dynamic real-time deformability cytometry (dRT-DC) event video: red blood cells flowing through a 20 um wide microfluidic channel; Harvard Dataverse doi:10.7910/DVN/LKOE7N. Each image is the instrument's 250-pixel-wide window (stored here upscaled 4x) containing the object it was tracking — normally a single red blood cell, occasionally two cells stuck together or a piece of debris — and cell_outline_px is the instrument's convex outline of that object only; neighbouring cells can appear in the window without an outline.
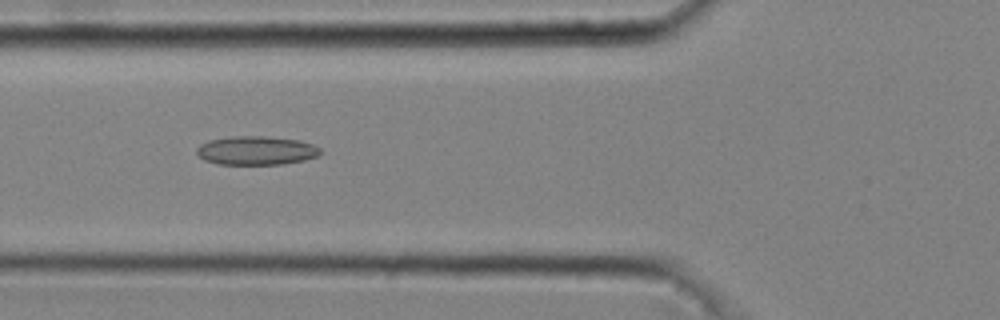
{"species": "common noctule bat (a hibernating species)", "species_latin": "Nyctalus noctula", "temperature_condition": "cold", "stored_images_in_passage": 33, "camera_frame_rate_fps": 3000, "um_per_image_px": 0.085, "animal": {"sex": "male", "body_mass_g": 20.4}, "frame": {"image": 1, "passage_image": 5, "time_ms": 1.333, "image_size_px": [1000, 320], "cell_outline_px": [[324, 152], [316, 156], [304, 160], [284, 164], [216, 164], [204, 160], [196, 156], [196, 148], [200, 144], [208, 140], [232, 136], [264, 136], [300, 140], [312, 144], [320, 148]], "centroid_in_image_um": [21.75, 12.79], "position_along_channel_um": 104.0, "area_um2": 20.98}}
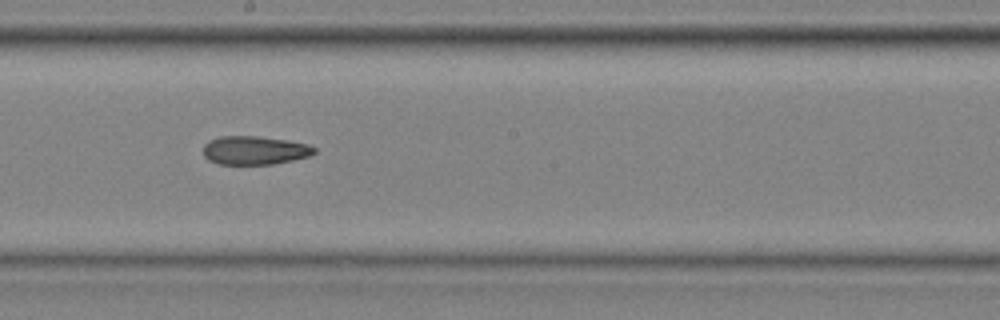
{"frame": {"image": 2, "passage_image": 14, "time_ms": 4.333, "image_size_px": [1000, 320], "cell_outline_px": [[316, 152], [308, 156], [292, 160], [272, 164], [220, 164], [208, 160], [204, 156], [204, 144], [208, 140], [220, 136], [256, 136], [288, 140], [308, 144], [316, 148]], "centroid_in_image_um": [21.63, 12.77], "position_along_channel_um": 226.6, "area_um2": 18.5}}
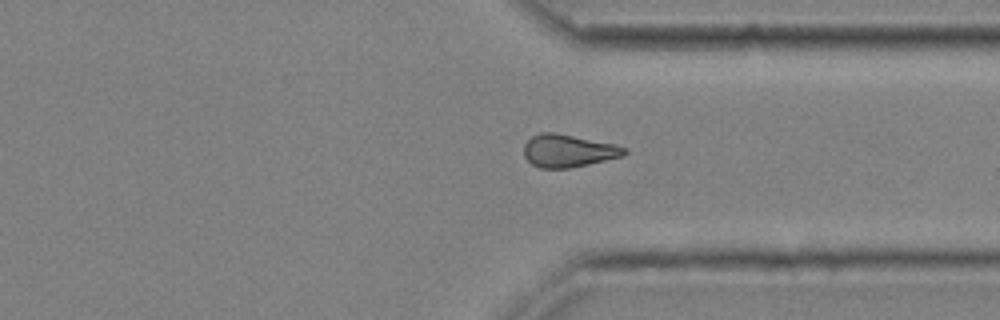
{"frame": {"image": 3, "passage_image": 24, "time_ms": 7.667, "image_size_px": [1000, 320], "cell_outline_px": [[628, 152], [624, 156], [588, 164], [568, 168], [540, 168], [532, 164], [524, 156], [524, 144], [532, 136], [540, 132], [556, 132], [616, 144], [628, 148]], "centroid_in_image_um": [48.33, 12.8], "position_along_channel_um": 363.1, "area_um2": 19.31}, "authors_computed_cell_mechanics": {"area_um2": 18.785, "velocity_mm_per_s": 4.0798, "shape_relaxation_time_tau1_ms": null, "shape_relaxation_time_tau2_ms": 7.4558, "deformation_change_tau1": null, "deformation_change_tau2": 0.1631}}